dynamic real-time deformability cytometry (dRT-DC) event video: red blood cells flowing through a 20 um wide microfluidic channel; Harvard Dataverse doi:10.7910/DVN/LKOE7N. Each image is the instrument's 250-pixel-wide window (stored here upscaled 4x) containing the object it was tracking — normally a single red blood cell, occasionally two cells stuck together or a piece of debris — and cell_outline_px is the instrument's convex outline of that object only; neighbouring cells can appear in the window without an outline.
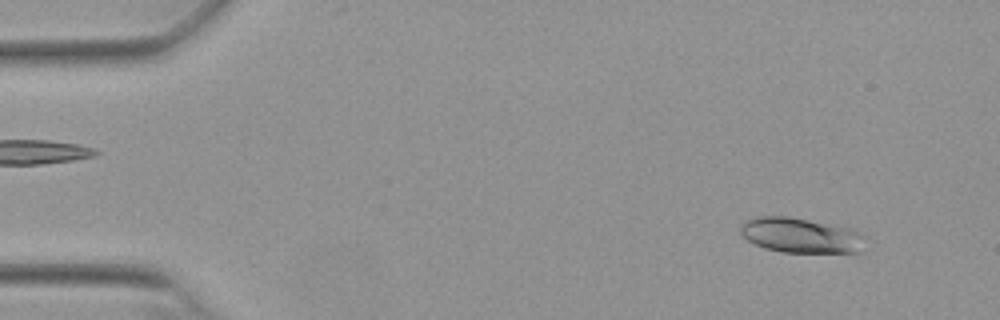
{"species": "Egyptian fruit bat (a non-hibernating species)", "species_latin": "Rousettus aegyptiacus", "temperature_condition": "warm", "stored_images_in_passage": 16, "camera_frame_rate_fps": 3000, "um_per_image_px": 0.085, "animal": {"sex": "female"}, "frame": {"image": 1, "passage_image": 4, "time_ms": 1.0, "image_size_px": [1000, 320], "cell_outline_px": [[864, 236], [860, 252], [784, 252], [764, 248], [748, 240], [740, 232], [740, 228], [744, 220], [756, 216], [788, 216], [848, 228]], "centroid_in_image_um": [67.99, 20.0], "position_along_channel_um": 17.0, "area_um2": 25.03}}
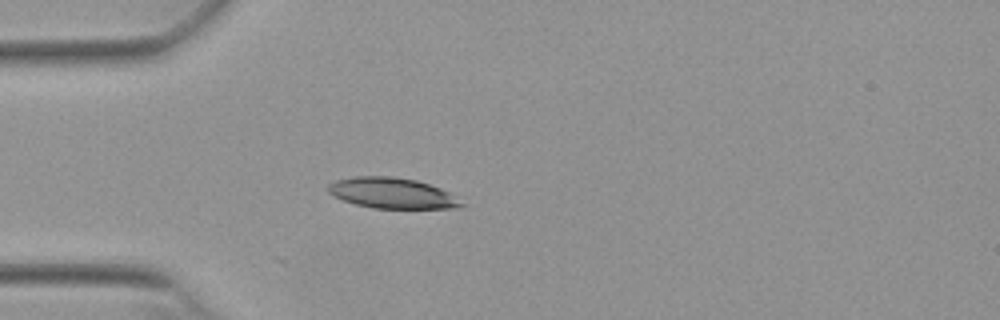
{"frame": {"image": 2, "passage_image": 14, "time_ms": 4.333, "image_size_px": [1000, 320], "cell_outline_px": [[468, 204], [452, 208], [372, 208], [356, 204], [344, 200], [328, 192], [328, 184], [336, 180], [356, 176], [392, 176], [416, 180], [440, 188], [448, 192]], "centroid_in_image_um": [33.35, 16.41], "position_along_channel_um": 51.7, "area_um2": 23.64}}